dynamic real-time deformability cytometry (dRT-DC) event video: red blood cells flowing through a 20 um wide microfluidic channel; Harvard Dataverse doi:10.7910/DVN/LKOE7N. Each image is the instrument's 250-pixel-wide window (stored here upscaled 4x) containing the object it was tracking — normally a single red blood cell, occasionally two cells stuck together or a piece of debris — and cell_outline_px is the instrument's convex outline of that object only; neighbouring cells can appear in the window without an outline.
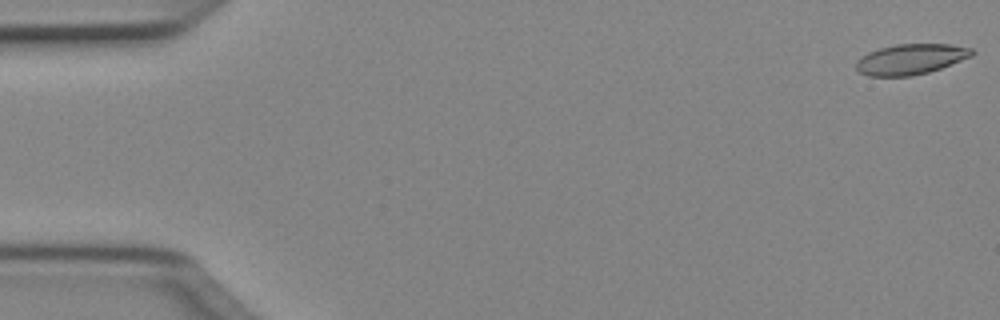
{"species": "Egyptian fruit bat (a non-hibernating species)", "species_latin": "Rousettus aegyptiacus", "temperature_condition": "cold", "stored_images_in_passage": 50, "camera_frame_rate_fps": 3000, "um_per_image_px": 0.085, "animal": {"sex": "female"}, "frame": {"image": 1, "passage_image": 1, "time_ms": 0.0, "image_size_px": [1000, 320], "cell_outline_px": [[976, 52], [972, 56], [940, 68], [928, 72], [912, 76], [868, 76], [860, 72], [856, 68], [856, 60], [868, 52], [880, 48], [896, 44], [948, 44], [972, 48]], "centroid_in_image_um": [77.41, 5.03], "position_along_channel_um": 7.6, "area_um2": 20.52}}
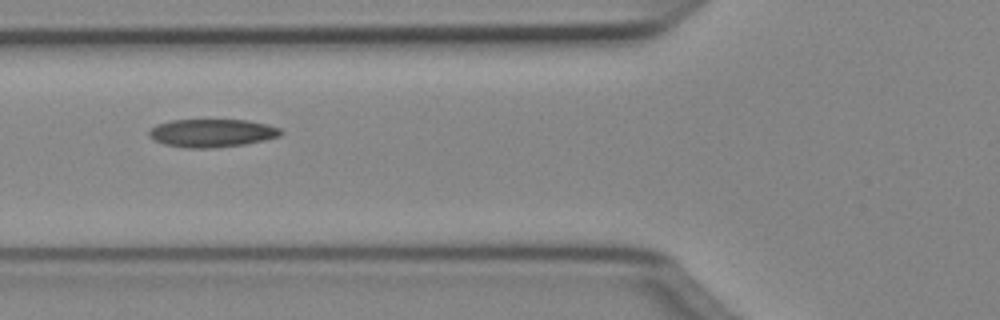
{"frame": {"image": 2, "passage_image": 19, "time_ms": 6.0, "image_size_px": [1000, 320], "cell_outline_px": [[284, 132], [280, 136], [264, 140], [244, 144], [216, 148], [184, 148], [164, 144], [152, 140], [148, 136], [148, 132], [156, 124], [172, 120], [248, 120], [280, 128]], "centroid_in_image_um": [17.98, 11.31], "position_along_channel_um": 107.8, "area_um2": 21.68}}
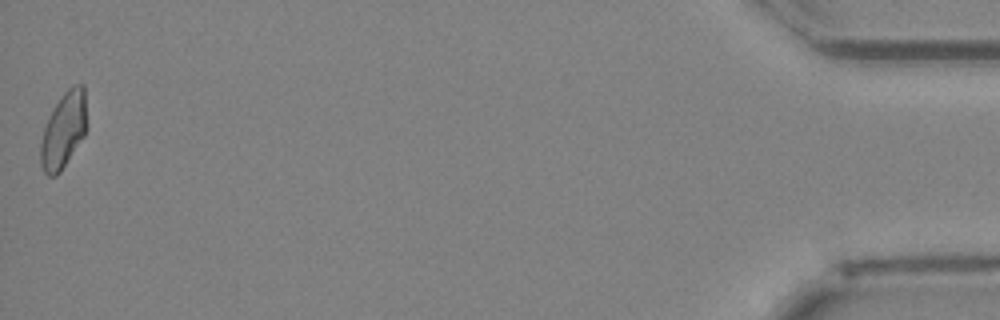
{"frame": {"image": 3, "passage_image": 50, "time_ms": 16.333, "image_size_px": [1000, 320], "cell_outline_px": [[84, 136], [60, 172], [56, 176], [48, 176], [44, 172], [40, 164], [40, 144], [44, 128], [60, 96], [72, 84], [84, 84]], "centroid_in_image_um": [5.36, 11.1], "position_along_channel_um": 429.8, "area_um2": 19.83}, "authors_computed_cell_mechanics": {"area_um2": 21.097, "velocity_mm_per_s": 4.0494, "shape_relaxation_time_tau1_ms": null, "shape_relaxation_time_tau2_ms": 3.8289, "deformation_change_tau1": null, "deformation_change_tau2": 0.1023}}